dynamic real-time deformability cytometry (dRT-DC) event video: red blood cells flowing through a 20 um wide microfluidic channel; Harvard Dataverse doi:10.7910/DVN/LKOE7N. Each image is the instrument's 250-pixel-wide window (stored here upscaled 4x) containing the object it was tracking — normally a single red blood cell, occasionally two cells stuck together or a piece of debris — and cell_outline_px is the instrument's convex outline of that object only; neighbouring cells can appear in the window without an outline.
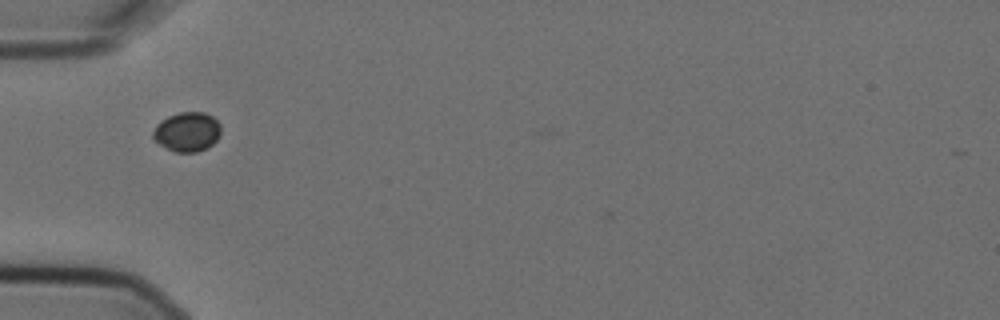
{"species": "Egyptian fruit bat (a non-hibernating species)", "species_latin": "Rousettus aegyptiacus", "temperature_condition": "cold", "stored_images_in_passage": 11, "camera_frame_rate_fps": 3000, "um_per_image_px": 0.085, "animal": {"sex": "female"}, "frame": {"image": 1, "passage_image": 1, "time_ms": 0.0, "image_size_px": [1000, 320], "cell_outline_px": [[220, 136], [212, 144], [196, 152], [176, 152], [160, 144], [152, 136], [152, 132], [156, 124], [160, 120], [168, 116], [180, 112], [204, 112], [212, 116], [220, 124]], "centroid_in_image_um": [15.9, 11.18], "position_along_channel_um": 69.1, "area_um2": 15.49}}
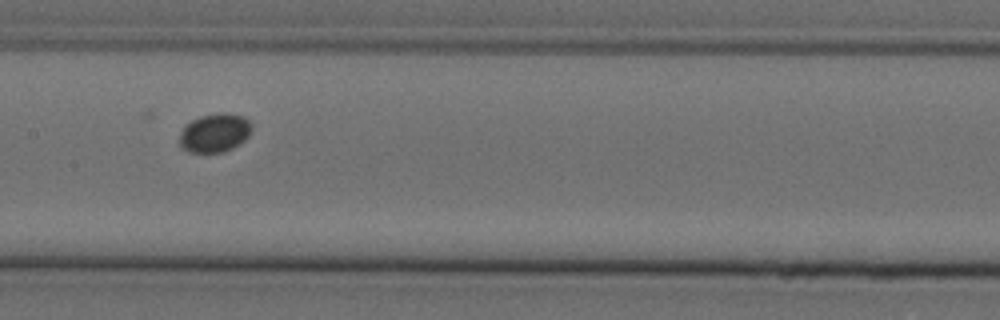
{"frame": {"image": 2, "passage_image": 4, "time_ms": 1.0, "image_size_px": [1000, 320], "cell_outline_px": [[252, 128], [248, 136], [240, 144], [224, 152], [188, 152], [180, 148], [180, 132], [184, 124], [200, 116], [220, 112], [224, 112], [244, 116], [252, 124]], "centroid_in_image_um": [18.24, 11.28], "position_along_channel_um": 189.2, "area_um2": 16.53}}
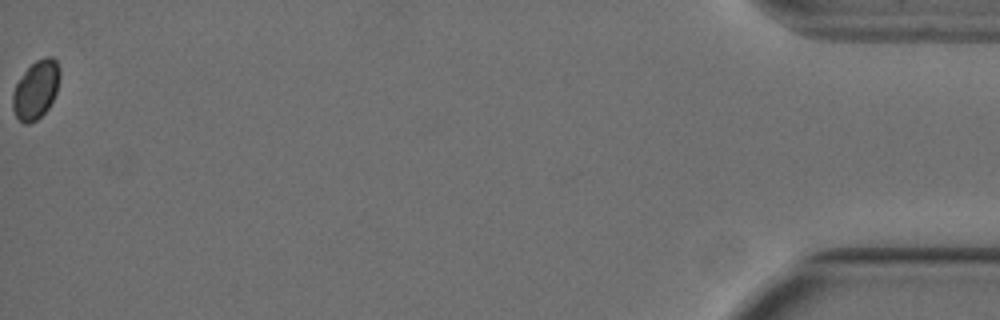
{"frame": {"image": 3, "passage_image": 11, "time_ms": 3.333, "image_size_px": [1000, 320], "cell_outline_px": [[60, 76], [56, 92], [48, 108], [36, 120], [28, 124], [24, 124], [16, 116], [12, 108], [12, 92], [16, 84], [24, 72], [36, 60], [44, 56], [52, 56], [56, 60], [60, 68]], "centroid_in_image_um": [3.05, 7.61], "position_along_channel_um": 432.1, "area_um2": 16.01}}